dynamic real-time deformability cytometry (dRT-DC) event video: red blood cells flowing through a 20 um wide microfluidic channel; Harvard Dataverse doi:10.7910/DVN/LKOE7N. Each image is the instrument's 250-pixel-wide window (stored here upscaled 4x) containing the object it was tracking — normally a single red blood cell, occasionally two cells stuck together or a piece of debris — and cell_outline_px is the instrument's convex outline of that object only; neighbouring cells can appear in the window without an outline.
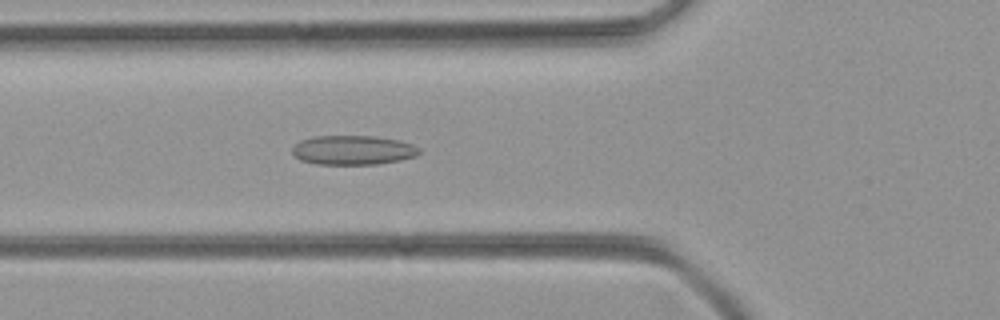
{"species": "common noctule bat (a hibernating species)", "species_latin": "Nyctalus noctula", "temperature_condition": "room temperature", "stored_images_in_passage": 50, "camera_frame_rate_fps": 3000, "um_per_image_px": 0.085, "animal": {"sex": "female", "body_mass_g": 21.9}, "frame": {"image": 1, "passage_image": 18, "time_ms": 5.667, "image_size_px": [1000, 320], "cell_outline_px": [[420, 152], [416, 156], [400, 160], [376, 164], [316, 164], [300, 160], [292, 152], [292, 148], [300, 140], [312, 136], [372, 136], [400, 140], [412, 144], [420, 148]], "centroid_in_image_um": [30.0, 12.75], "position_along_channel_um": 95.8, "area_um2": 21.73}}
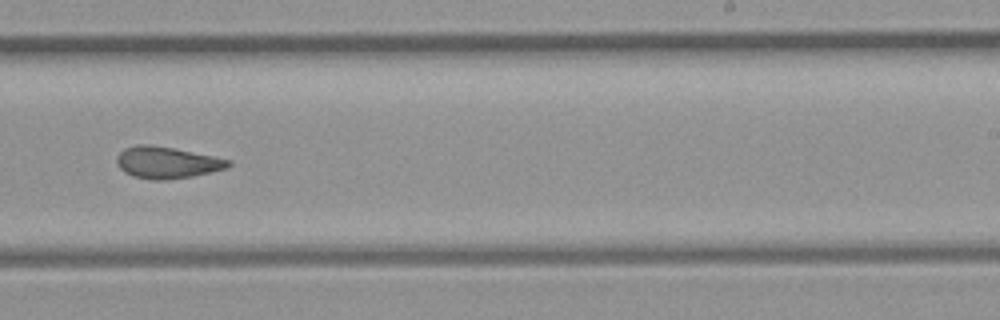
{"frame": {"image": 2, "passage_image": 31, "time_ms": 10.0, "image_size_px": [1000, 320], "cell_outline_px": [[232, 164], [228, 168], [192, 176], [164, 180], [152, 180], [132, 176], [124, 172], [116, 164], [116, 156], [124, 148], [140, 144], [148, 144], [172, 148], [232, 160]], "centroid_in_image_um": [14.16, 13.82], "position_along_channel_um": 274.8, "area_um2": 20.58}}
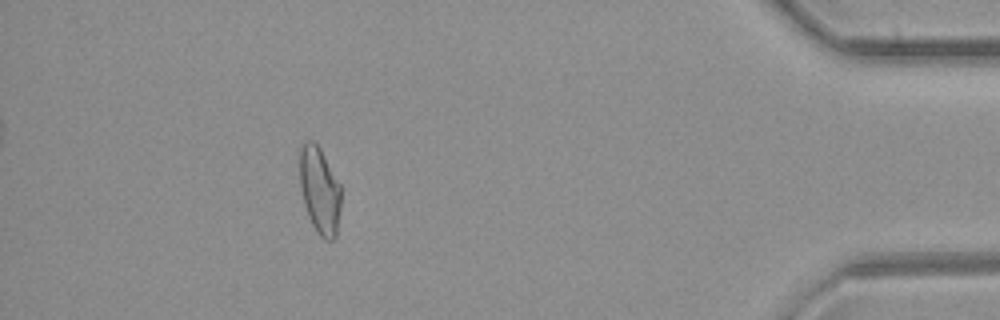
{"frame": {"image": 3, "passage_image": 45, "time_ms": 14.667, "image_size_px": [1000, 320], "cell_outline_px": [[340, 208], [336, 236], [332, 240], [324, 240], [316, 232], [308, 216], [304, 204], [300, 188], [300, 148], [304, 140], [312, 140], [320, 148], [340, 184]], "centroid_in_image_um": [27.16, 16.19], "position_along_channel_um": 408.0, "area_um2": 20.92}}